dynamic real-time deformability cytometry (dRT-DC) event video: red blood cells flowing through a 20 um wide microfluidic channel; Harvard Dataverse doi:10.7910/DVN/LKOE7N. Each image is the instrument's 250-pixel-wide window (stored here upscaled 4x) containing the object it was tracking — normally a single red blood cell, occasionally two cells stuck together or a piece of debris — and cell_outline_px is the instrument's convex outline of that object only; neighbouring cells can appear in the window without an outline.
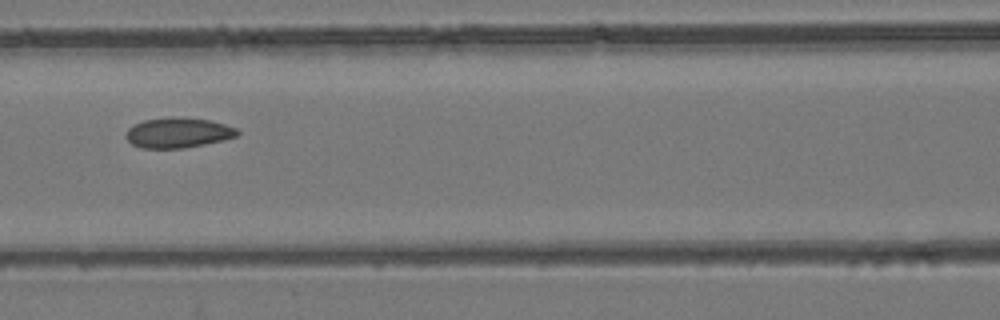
{"species": "common noctule bat (a hibernating species)", "species_latin": "Nyctalus noctula", "temperature_condition": "room temperature", "stored_images_in_passage": 7, "camera_frame_rate_fps": 3000, "um_per_image_px": 0.085, "animal": {"sex": "female", "body_mass_g": 24.6, "forearm_length_mm": 56.2}, "frame": {"image": 1, "passage_image": 7, "time_ms": 7.667, "image_size_px": [1000, 320], "cell_outline_px": [[240, 132], [236, 136], [224, 140], [184, 148], [140, 148], [132, 144], [124, 136], [128, 128], [144, 120], [172, 116], [176, 116], [208, 120], [224, 124], [236, 128]], "centroid_in_image_um": [15.12, 11.28], "position_along_channel_um": 151.5, "area_um2": 19.59}}